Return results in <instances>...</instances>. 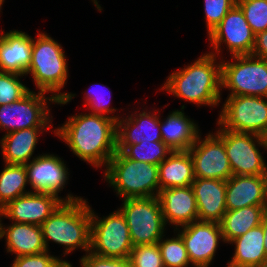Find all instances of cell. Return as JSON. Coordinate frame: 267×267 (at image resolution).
Segmentation results:
<instances>
[{
  "label": "cell",
  "mask_w": 267,
  "mask_h": 267,
  "mask_svg": "<svg viewBox=\"0 0 267 267\" xmlns=\"http://www.w3.org/2000/svg\"><path fill=\"white\" fill-rule=\"evenodd\" d=\"M64 261L48 250L34 255L15 257L11 267H59Z\"/></svg>",
  "instance_id": "obj_36"
},
{
  "label": "cell",
  "mask_w": 267,
  "mask_h": 267,
  "mask_svg": "<svg viewBox=\"0 0 267 267\" xmlns=\"http://www.w3.org/2000/svg\"><path fill=\"white\" fill-rule=\"evenodd\" d=\"M229 243L235 245V250L227 267H260L267 259L261 224Z\"/></svg>",
  "instance_id": "obj_25"
},
{
  "label": "cell",
  "mask_w": 267,
  "mask_h": 267,
  "mask_svg": "<svg viewBox=\"0 0 267 267\" xmlns=\"http://www.w3.org/2000/svg\"><path fill=\"white\" fill-rule=\"evenodd\" d=\"M45 92L32 90L18 101L0 106V129L7 130L5 134L29 128H52V117L47 103L57 104L51 95L45 97Z\"/></svg>",
  "instance_id": "obj_11"
},
{
  "label": "cell",
  "mask_w": 267,
  "mask_h": 267,
  "mask_svg": "<svg viewBox=\"0 0 267 267\" xmlns=\"http://www.w3.org/2000/svg\"><path fill=\"white\" fill-rule=\"evenodd\" d=\"M236 4L255 35L267 30V0H236Z\"/></svg>",
  "instance_id": "obj_31"
},
{
  "label": "cell",
  "mask_w": 267,
  "mask_h": 267,
  "mask_svg": "<svg viewBox=\"0 0 267 267\" xmlns=\"http://www.w3.org/2000/svg\"><path fill=\"white\" fill-rule=\"evenodd\" d=\"M91 1L94 3V5H95V7L97 8L98 11H101V10H102V8H101V6L98 4V1H97V0H91Z\"/></svg>",
  "instance_id": "obj_41"
},
{
  "label": "cell",
  "mask_w": 267,
  "mask_h": 267,
  "mask_svg": "<svg viewBox=\"0 0 267 267\" xmlns=\"http://www.w3.org/2000/svg\"><path fill=\"white\" fill-rule=\"evenodd\" d=\"M184 109L182 105L181 110L170 112L165 119L160 117L162 141L172 151L189 150L200 134L198 124L185 115Z\"/></svg>",
  "instance_id": "obj_23"
},
{
  "label": "cell",
  "mask_w": 267,
  "mask_h": 267,
  "mask_svg": "<svg viewBox=\"0 0 267 267\" xmlns=\"http://www.w3.org/2000/svg\"><path fill=\"white\" fill-rule=\"evenodd\" d=\"M46 249L49 241L64 247L63 256L76 249L90 251L91 207L83 197L80 200L63 201L41 224Z\"/></svg>",
  "instance_id": "obj_3"
},
{
  "label": "cell",
  "mask_w": 267,
  "mask_h": 267,
  "mask_svg": "<svg viewBox=\"0 0 267 267\" xmlns=\"http://www.w3.org/2000/svg\"><path fill=\"white\" fill-rule=\"evenodd\" d=\"M215 132L223 141L233 175H267V165L258 147L267 150V140L253 133L223 127Z\"/></svg>",
  "instance_id": "obj_8"
},
{
  "label": "cell",
  "mask_w": 267,
  "mask_h": 267,
  "mask_svg": "<svg viewBox=\"0 0 267 267\" xmlns=\"http://www.w3.org/2000/svg\"><path fill=\"white\" fill-rule=\"evenodd\" d=\"M191 187L198 208V221L220 223L226 210V181L195 178Z\"/></svg>",
  "instance_id": "obj_20"
},
{
  "label": "cell",
  "mask_w": 267,
  "mask_h": 267,
  "mask_svg": "<svg viewBox=\"0 0 267 267\" xmlns=\"http://www.w3.org/2000/svg\"><path fill=\"white\" fill-rule=\"evenodd\" d=\"M59 267H72L70 261H64Z\"/></svg>",
  "instance_id": "obj_40"
},
{
  "label": "cell",
  "mask_w": 267,
  "mask_h": 267,
  "mask_svg": "<svg viewBox=\"0 0 267 267\" xmlns=\"http://www.w3.org/2000/svg\"><path fill=\"white\" fill-rule=\"evenodd\" d=\"M80 199L72 194L62 198L52 193L30 192L9 202L0 210V216L11 222L41 226L63 201Z\"/></svg>",
  "instance_id": "obj_15"
},
{
  "label": "cell",
  "mask_w": 267,
  "mask_h": 267,
  "mask_svg": "<svg viewBox=\"0 0 267 267\" xmlns=\"http://www.w3.org/2000/svg\"><path fill=\"white\" fill-rule=\"evenodd\" d=\"M50 128H29L10 132L0 139L3 161L26 165L31 161L40 134Z\"/></svg>",
  "instance_id": "obj_24"
},
{
  "label": "cell",
  "mask_w": 267,
  "mask_h": 267,
  "mask_svg": "<svg viewBox=\"0 0 267 267\" xmlns=\"http://www.w3.org/2000/svg\"><path fill=\"white\" fill-rule=\"evenodd\" d=\"M32 37L18 30L0 33V71L26 75L31 63Z\"/></svg>",
  "instance_id": "obj_21"
},
{
  "label": "cell",
  "mask_w": 267,
  "mask_h": 267,
  "mask_svg": "<svg viewBox=\"0 0 267 267\" xmlns=\"http://www.w3.org/2000/svg\"><path fill=\"white\" fill-rule=\"evenodd\" d=\"M267 205V175H232L226 180V210Z\"/></svg>",
  "instance_id": "obj_19"
},
{
  "label": "cell",
  "mask_w": 267,
  "mask_h": 267,
  "mask_svg": "<svg viewBox=\"0 0 267 267\" xmlns=\"http://www.w3.org/2000/svg\"><path fill=\"white\" fill-rule=\"evenodd\" d=\"M267 205L227 210L220 222L224 243L231 242L261 224Z\"/></svg>",
  "instance_id": "obj_27"
},
{
  "label": "cell",
  "mask_w": 267,
  "mask_h": 267,
  "mask_svg": "<svg viewBox=\"0 0 267 267\" xmlns=\"http://www.w3.org/2000/svg\"><path fill=\"white\" fill-rule=\"evenodd\" d=\"M91 209L90 252L101 257L127 259L133 249L129 227L118 209L103 219Z\"/></svg>",
  "instance_id": "obj_9"
},
{
  "label": "cell",
  "mask_w": 267,
  "mask_h": 267,
  "mask_svg": "<svg viewBox=\"0 0 267 267\" xmlns=\"http://www.w3.org/2000/svg\"><path fill=\"white\" fill-rule=\"evenodd\" d=\"M172 238H161L157 243L164 267H188L190 259L181 236L177 233Z\"/></svg>",
  "instance_id": "obj_30"
},
{
  "label": "cell",
  "mask_w": 267,
  "mask_h": 267,
  "mask_svg": "<svg viewBox=\"0 0 267 267\" xmlns=\"http://www.w3.org/2000/svg\"><path fill=\"white\" fill-rule=\"evenodd\" d=\"M97 86L98 87L92 86L95 89L89 88L88 89L89 91H86L87 93H85V97H84L85 98L84 106H88L87 108L91 110L90 114H97V115L111 117L117 122L122 117L120 116L118 117L116 115H112V116L109 115V114L115 113L114 111L117 110L116 108H112V107L110 108L109 105L111 102L110 101L111 96L109 97L110 99H107L108 97H106L107 95H105L106 94L105 91L107 92L109 90V92L111 93L110 89L107 90L105 86L101 84L100 85L98 84ZM96 88L100 90H97Z\"/></svg>",
  "instance_id": "obj_33"
},
{
  "label": "cell",
  "mask_w": 267,
  "mask_h": 267,
  "mask_svg": "<svg viewBox=\"0 0 267 267\" xmlns=\"http://www.w3.org/2000/svg\"><path fill=\"white\" fill-rule=\"evenodd\" d=\"M118 208L127 222L133 246L156 244L165 237V221L158 197L126 198Z\"/></svg>",
  "instance_id": "obj_7"
},
{
  "label": "cell",
  "mask_w": 267,
  "mask_h": 267,
  "mask_svg": "<svg viewBox=\"0 0 267 267\" xmlns=\"http://www.w3.org/2000/svg\"><path fill=\"white\" fill-rule=\"evenodd\" d=\"M20 75L0 71V106L11 104L27 95L31 90L20 80Z\"/></svg>",
  "instance_id": "obj_32"
},
{
  "label": "cell",
  "mask_w": 267,
  "mask_h": 267,
  "mask_svg": "<svg viewBox=\"0 0 267 267\" xmlns=\"http://www.w3.org/2000/svg\"><path fill=\"white\" fill-rule=\"evenodd\" d=\"M219 127L267 137V97L228 96L217 121Z\"/></svg>",
  "instance_id": "obj_10"
},
{
  "label": "cell",
  "mask_w": 267,
  "mask_h": 267,
  "mask_svg": "<svg viewBox=\"0 0 267 267\" xmlns=\"http://www.w3.org/2000/svg\"><path fill=\"white\" fill-rule=\"evenodd\" d=\"M217 56L204 53L192 64L183 69L172 72L164 82L161 90L171 93L177 98L189 103L218 106L221 103V59Z\"/></svg>",
  "instance_id": "obj_2"
},
{
  "label": "cell",
  "mask_w": 267,
  "mask_h": 267,
  "mask_svg": "<svg viewBox=\"0 0 267 267\" xmlns=\"http://www.w3.org/2000/svg\"><path fill=\"white\" fill-rule=\"evenodd\" d=\"M0 172V210L19 196L32 192L25 190L28 184L25 165L7 164Z\"/></svg>",
  "instance_id": "obj_28"
},
{
  "label": "cell",
  "mask_w": 267,
  "mask_h": 267,
  "mask_svg": "<svg viewBox=\"0 0 267 267\" xmlns=\"http://www.w3.org/2000/svg\"><path fill=\"white\" fill-rule=\"evenodd\" d=\"M104 171L105 181L121 199L159 195L157 165L131 160L122 152L116 151Z\"/></svg>",
  "instance_id": "obj_5"
},
{
  "label": "cell",
  "mask_w": 267,
  "mask_h": 267,
  "mask_svg": "<svg viewBox=\"0 0 267 267\" xmlns=\"http://www.w3.org/2000/svg\"><path fill=\"white\" fill-rule=\"evenodd\" d=\"M158 174L160 190L190 186L195 177L189 151H173L158 165Z\"/></svg>",
  "instance_id": "obj_26"
},
{
  "label": "cell",
  "mask_w": 267,
  "mask_h": 267,
  "mask_svg": "<svg viewBox=\"0 0 267 267\" xmlns=\"http://www.w3.org/2000/svg\"><path fill=\"white\" fill-rule=\"evenodd\" d=\"M128 259L131 267H164L158 243L133 246Z\"/></svg>",
  "instance_id": "obj_34"
},
{
  "label": "cell",
  "mask_w": 267,
  "mask_h": 267,
  "mask_svg": "<svg viewBox=\"0 0 267 267\" xmlns=\"http://www.w3.org/2000/svg\"><path fill=\"white\" fill-rule=\"evenodd\" d=\"M213 48L209 53L220 54L222 43L226 45L230 56L252 54L255 34L247 23L241 8L235 4L222 21L208 34Z\"/></svg>",
  "instance_id": "obj_12"
},
{
  "label": "cell",
  "mask_w": 267,
  "mask_h": 267,
  "mask_svg": "<svg viewBox=\"0 0 267 267\" xmlns=\"http://www.w3.org/2000/svg\"><path fill=\"white\" fill-rule=\"evenodd\" d=\"M25 166L32 192L52 193L58 196L69 179L68 167L54 154H39Z\"/></svg>",
  "instance_id": "obj_16"
},
{
  "label": "cell",
  "mask_w": 267,
  "mask_h": 267,
  "mask_svg": "<svg viewBox=\"0 0 267 267\" xmlns=\"http://www.w3.org/2000/svg\"><path fill=\"white\" fill-rule=\"evenodd\" d=\"M53 133L90 166L105 167L117 151V122L111 117L81 113L68 117Z\"/></svg>",
  "instance_id": "obj_1"
},
{
  "label": "cell",
  "mask_w": 267,
  "mask_h": 267,
  "mask_svg": "<svg viewBox=\"0 0 267 267\" xmlns=\"http://www.w3.org/2000/svg\"><path fill=\"white\" fill-rule=\"evenodd\" d=\"M81 267H131L129 259L97 256L90 251L80 258Z\"/></svg>",
  "instance_id": "obj_37"
},
{
  "label": "cell",
  "mask_w": 267,
  "mask_h": 267,
  "mask_svg": "<svg viewBox=\"0 0 267 267\" xmlns=\"http://www.w3.org/2000/svg\"><path fill=\"white\" fill-rule=\"evenodd\" d=\"M68 65L62 45L47 33L39 32L32 37L31 63L26 72L31 74L36 88L52 93L59 105H67L76 94L60 92L68 79Z\"/></svg>",
  "instance_id": "obj_4"
},
{
  "label": "cell",
  "mask_w": 267,
  "mask_h": 267,
  "mask_svg": "<svg viewBox=\"0 0 267 267\" xmlns=\"http://www.w3.org/2000/svg\"><path fill=\"white\" fill-rule=\"evenodd\" d=\"M158 199L166 225L172 224L176 229L198 220L197 202L191 185L161 189Z\"/></svg>",
  "instance_id": "obj_18"
},
{
  "label": "cell",
  "mask_w": 267,
  "mask_h": 267,
  "mask_svg": "<svg viewBox=\"0 0 267 267\" xmlns=\"http://www.w3.org/2000/svg\"><path fill=\"white\" fill-rule=\"evenodd\" d=\"M130 114L117 121V151L122 152L128 145L141 141H162L160 132V116L156 110ZM152 112V113H151Z\"/></svg>",
  "instance_id": "obj_17"
},
{
  "label": "cell",
  "mask_w": 267,
  "mask_h": 267,
  "mask_svg": "<svg viewBox=\"0 0 267 267\" xmlns=\"http://www.w3.org/2000/svg\"><path fill=\"white\" fill-rule=\"evenodd\" d=\"M231 57L232 62L221 60V84L228 96L267 97V60L252 54Z\"/></svg>",
  "instance_id": "obj_6"
},
{
  "label": "cell",
  "mask_w": 267,
  "mask_h": 267,
  "mask_svg": "<svg viewBox=\"0 0 267 267\" xmlns=\"http://www.w3.org/2000/svg\"><path fill=\"white\" fill-rule=\"evenodd\" d=\"M175 233L182 238L191 267H209L213 263L219 241L224 242L220 223L217 222L197 220L174 229Z\"/></svg>",
  "instance_id": "obj_14"
},
{
  "label": "cell",
  "mask_w": 267,
  "mask_h": 267,
  "mask_svg": "<svg viewBox=\"0 0 267 267\" xmlns=\"http://www.w3.org/2000/svg\"><path fill=\"white\" fill-rule=\"evenodd\" d=\"M261 226L264 232V249L267 257V210L265 211L262 221H261Z\"/></svg>",
  "instance_id": "obj_39"
},
{
  "label": "cell",
  "mask_w": 267,
  "mask_h": 267,
  "mask_svg": "<svg viewBox=\"0 0 267 267\" xmlns=\"http://www.w3.org/2000/svg\"><path fill=\"white\" fill-rule=\"evenodd\" d=\"M2 219H4L3 216H0V240L5 237L7 253L20 257L39 254L47 250L41 226L12 222L6 227L1 222Z\"/></svg>",
  "instance_id": "obj_22"
},
{
  "label": "cell",
  "mask_w": 267,
  "mask_h": 267,
  "mask_svg": "<svg viewBox=\"0 0 267 267\" xmlns=\"http://www.w3.org/2000/svg\"><path fill=\"white\" fill-rule=\"evenodd\" d=\"M235 4L236 0H204V13L208 34L222 21Z\"/></svg>",
  "instance_id": "obj_35"
},
{
  "label": "cell",
  "mask_w": 267,
  "mask_h": 267,
  "mask_svg": "<svg viewBox=\"0 0 267 267\" xmlns=\"http://www.w3.org/2000/svg\"><path fill=\"white\" fill-rule=\"evenodd\" d=\"M252 55L267 60V30L255 35Z\"/></svg>",
  "instance_id": "obj_38"
},
{
  "label": "cell",
  "mask_w": 267,
  "mask_h": 267,
  "mask_svg": "<svg viewBox=\"0 0 267 267\" xmlns=\"http://www.w3.org/2000/svg\"><path fill=\"white\" fill-rule=\"evenodd\" d=\"M188 151L193 160L195 178L226 181L233 175L224 141L215 132L208 133L203 140L199 134Z\"/></svg>",
  "instance_id": "obj_13"
},
{
  "label": "cell",
  "mask_w": 267,
  "mask_h": 267,
  "mask_svg": "<svg viewBox=\"0 0 267 267\" xmlns=\"http://www.w3.org/2000/svg\"><path fill=\"white\" fill-rule=\"evenodd\" d=\"M172 152L163 141H141L139 144L128 145L122 151L131 160L147 162L157 166Z\"/></svg>",
  "instance_id": "obj_29"
},
{
  "label": "cell",
  "mask_w": 267,
  "mask_h": 267,
  "mask_svg": "<svg viewBox=\"0 0 267 267\" xmlns=\"http://www.w3.org/2000/svg\"><path fill=\"white\" fill-rule=\"evenodd\" d=\"M260 267H267V259L261 264Z\"/></svg>",
  "instance_id": "obj_42"
},
{
  "label": "cell",
  "mask_w": 267,
  "mask_h": 267,
  "mask_svg": "<svg viewBox=\"0 0 267 267\" xmlns=\"http://www.w3.org/2000/svg\"><path fill=\"white\" fill-rule=\"evenodd\" d=\"M4 1H5V0H0V6H1V7L3 6Z\"/></svg>",
  "instance_id": "obj_43"
}]
</instances>
